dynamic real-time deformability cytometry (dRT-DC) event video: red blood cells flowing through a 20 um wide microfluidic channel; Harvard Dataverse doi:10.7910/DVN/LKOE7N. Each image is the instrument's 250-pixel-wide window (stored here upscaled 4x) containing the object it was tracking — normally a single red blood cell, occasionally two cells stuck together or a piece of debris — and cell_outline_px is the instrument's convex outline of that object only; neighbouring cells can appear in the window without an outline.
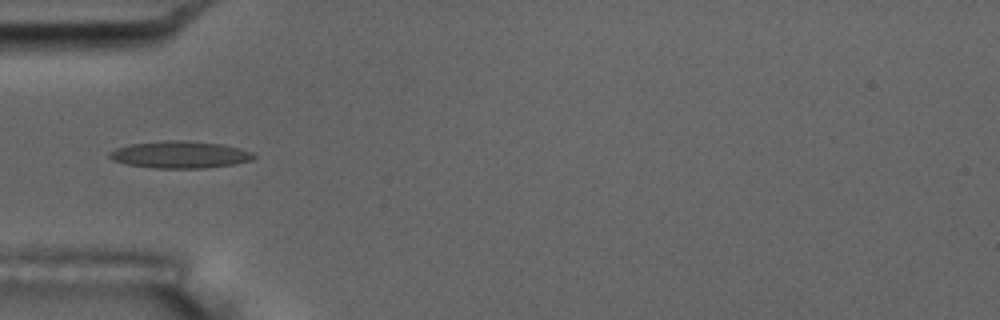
{"species": "common noctule bat (a hibernating species)", "species_latin": "Nyctalus noctula", "temperature_condition": "room temperature", "stored_images_in_passage": 16, "camera_frame_rate_fps": 3000, "um_per_image_px": 0.085, "animal": {"sex": "male", "body_mass_g": 17.5, "forearm_length_mm": 52.3}, "frame": {"image": 1, "passage_image": 5, "time_ms": 4.667, "image_size_px": [1000, 320], "cell_outline_px": [[256, 156], [252, 160], [232, 164], [204, 168], [152, 168], [128, 164], [112, 160], [108, 156], [108, 152], [116, 148], [128, 144], [164, 140], [184, 140], [220, 144], [240, 148], [252, 152]], "centroid_in_image_um": [15.26, 13.14], "position_along_channel_um": 69.7, "area_um2": 22.77}, "authors_computed_cell_mechanics": {"area_um2": 20.7502, "velocity_mm_per_s": 3.514, "shape_relaxation_time_tau1_ms": 9.1621, "shape_relaxation_time_tau2_ms": 1.5734, "deformation_change_tau1": 0.1801, "deformation_change_tau2": 0.0885}}